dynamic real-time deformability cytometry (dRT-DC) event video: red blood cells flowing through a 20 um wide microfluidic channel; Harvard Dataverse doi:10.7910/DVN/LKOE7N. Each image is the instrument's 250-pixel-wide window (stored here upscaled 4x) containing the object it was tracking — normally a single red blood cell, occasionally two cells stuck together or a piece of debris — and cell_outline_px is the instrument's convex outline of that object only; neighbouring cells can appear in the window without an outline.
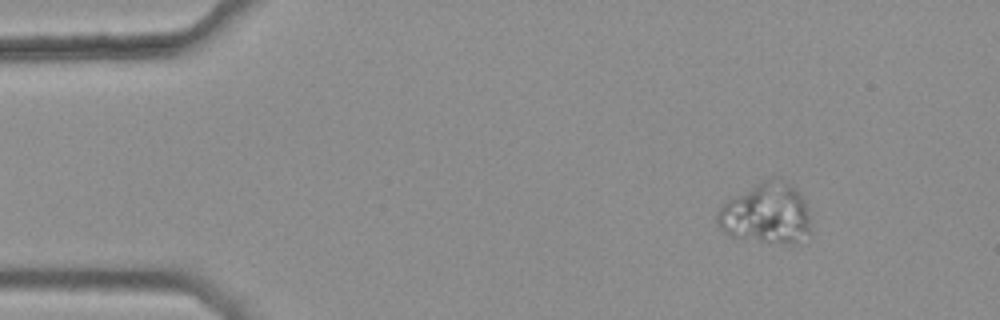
{"species": "common noctule bat (a hibernating species)", "species_latin": "Nyctalus noctula", "temperature_condition": "warm", "stored_images_in_passage": 4, "camera_frame_rate_fps": 3000, "um_per_image_px": 0.085, "animal": {"sex": "female", "body_mass_g": 25.1}, "frame": {"image": 1, "passage_image": 1, "time_ms": 0.0, "image_size_px": [1000, 320], "cell_outline_px": [[808, 232], [792, 244], [760, 240], [732, 236], [724, 232], [720, 228], [716, 220], [716, 216], [724, 200], [772, 176], [780, 176], [796, 188], [804, 200], [808, 208]], "centroid_in_image_um": [65.09, 18.08], "position_along_channel_um": 19.9, "area_um2": 32.71}}
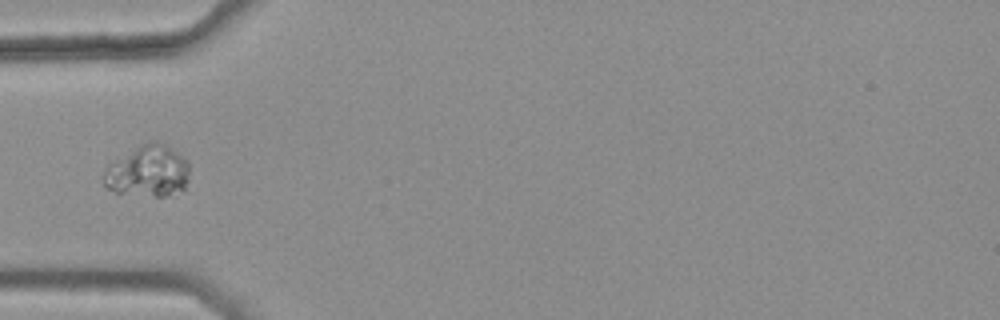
{"frame": {"image": 2, "passage_image": 4, "time_ms": 1.0, "image_size_px": [1000, 320], "cell_outline_px": [[188, 180], [184, 188], [164, 196], [156, 196], [116, 192], [108, 188], [104, 184], [104, 172], [108, 164], [140, 144], [152, 140], [156, 140], [164, 144], [188, 160]], "centroid_in_image_um": [12.57, 14.53], "position_along_channel_um": 72.4, "area_um2": 25.43}}